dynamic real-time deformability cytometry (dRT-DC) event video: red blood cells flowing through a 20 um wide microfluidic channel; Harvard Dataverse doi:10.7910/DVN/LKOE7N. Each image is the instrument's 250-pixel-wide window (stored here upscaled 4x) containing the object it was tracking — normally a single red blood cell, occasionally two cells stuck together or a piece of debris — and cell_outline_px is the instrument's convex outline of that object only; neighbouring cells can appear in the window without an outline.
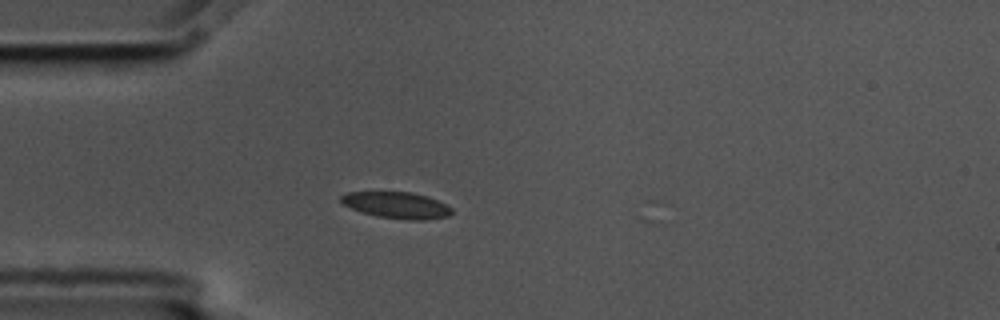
{"species": "common noctule bat (a hibernating species)", "species_latin": "Nyctalus noctula", "temperature_condition": "cold", "stored_images_in_passage": 2, "camera_frame_rate_fps": 3000, "um_per_image_px": 0.085, "animal": {"sex": "male", "body_mass_g": 17.5, "forearm_length_mm": 52.3}, "frame": {"image": 1, "passage_image": 1, "time_ms": 0.0, "image_size_px": [1000, 320], "cell_outline_px": [[452, 212], [448, 216], [424, 220], [404, 220], [376, 216], [360, 212], [344, 204], [340, 200], [340, 196], [348, 192], [412, 192], [428, 196], [452, 208]], "centroid_in_image_um": [33.71, 17.44], "position_along_channel_um": 51.3, "area_um2": 17.05}}